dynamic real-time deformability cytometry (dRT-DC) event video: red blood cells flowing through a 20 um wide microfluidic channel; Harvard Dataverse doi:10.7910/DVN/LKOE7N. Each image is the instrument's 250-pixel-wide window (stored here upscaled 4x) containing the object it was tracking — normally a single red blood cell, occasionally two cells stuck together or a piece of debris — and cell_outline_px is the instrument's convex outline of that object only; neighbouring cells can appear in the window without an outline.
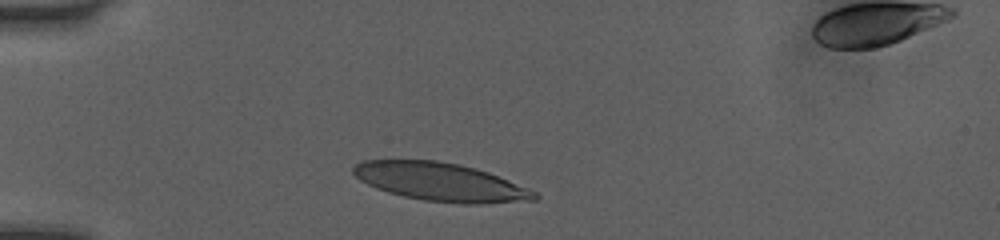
{"species": "human", "species_latin": "Homo sapiens", "temperature_condition": "room temperature", "stored_images_in_passage": 31, "camera_frame_rate_fps": 3000, "um_per_image_px": 0.085, "donor": {"sex": "female"}, "frame": {"image": 1, "passage_image": 1, "time_ms": 0.0, "image_size_px": [1000, 240], "cell_outline_px": [[540, 196], [536, 200], [480, 204], [464, 204], [424, 200], [404, 196], [388, 192], [376, 188], [360, 180], [352, 172], [352, 168], [356, 164], [364, 160], [436, 160], [460, 164], [488, 172], [536, 192]], "centroid_in_image_um": [37.44, 15.47], "position_along_channel_um": 47.6, "area_um2": 40.17}}
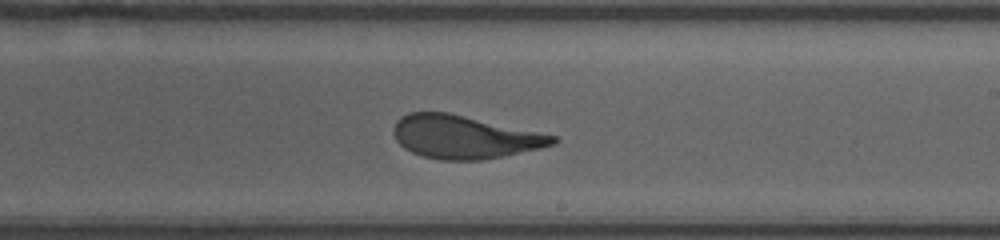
{"frame": {"image": 2, "passage_image": 18, "time_ms": 5.667, "image_size_px": [1000, 240], "cell_outline_px": [[560, 140], [556, 144], [540, 148], [504, 156], [480, 160], [440, 160], [420, 156], [404, 148], [396, 140], [392, 132], [392, 128], [396, 120], [400, 116], [408, 112], [448, 112], [556, 136]], "centroid_in_image_um": [39.42, 11.64], "position_along_channel_um": 249.6, "area_um2": 40.11}}
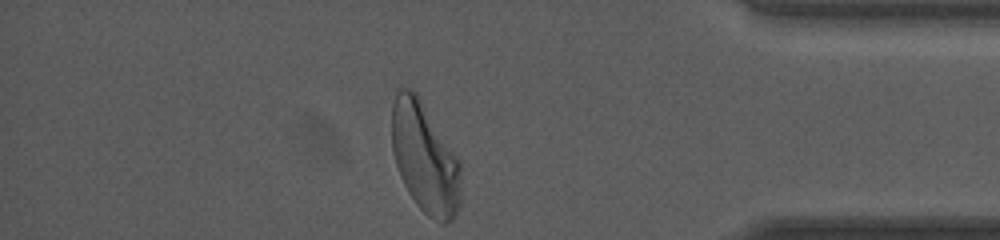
{"frame": {"image": 3, "passage_image": 31, "time_ms": 10.0, "image_size_px": [1000, 240], "cell_outline_px": [[460, 204], [452, 220], [444, 224], [440, 224], [428, 216], [416, 204], [408, 192], [400, 176], [392, 152], [392, 104], [396, 92], [400, 88], [408, 88], [416, 92], [460, 160]], "centroid_in_image_um": [36.11, 13.43], "position_along_channel_um": 399.1, "area_um2": 44.62}, "authors_computed_cell_mechanics": {"area_um2": 41.038, "velocity_mm_per_s": 4.0386, "shape_relaxation_time_tau1_ms": 5.2698, "shape_relaxation_time_tau2_ms": 0.6963, "deformation_change_tau1": 0.2212, "deformation_change_tau2": 0.0804}}